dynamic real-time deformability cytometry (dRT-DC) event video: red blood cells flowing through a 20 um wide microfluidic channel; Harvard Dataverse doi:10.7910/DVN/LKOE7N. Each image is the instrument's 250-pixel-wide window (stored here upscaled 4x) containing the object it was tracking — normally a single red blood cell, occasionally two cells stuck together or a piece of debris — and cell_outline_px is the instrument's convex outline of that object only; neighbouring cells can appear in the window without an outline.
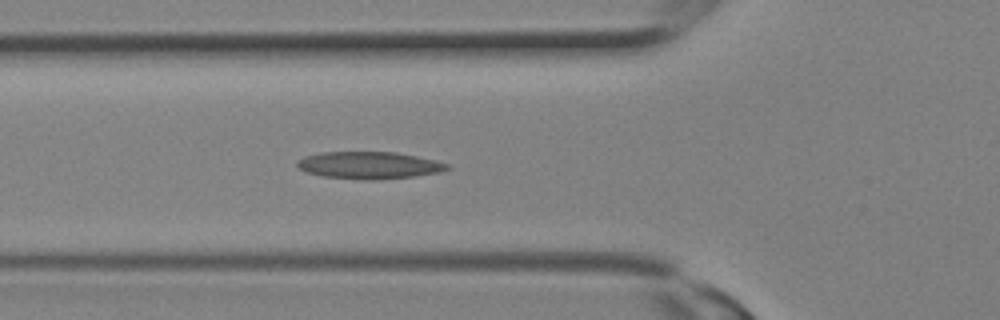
{"species": "Egyptian fruit bat (a non-hibernating species)", "species_latin": "Rousettus aegyptiacus", "temperature_condition": "room temperature", "stored_images_in_passage": 14, "camera_frame_rate_fps": 3000, "um_per_image_px": 0.085, "animal": {"sex": "female"}, "frame": {"image": 1, "passage_image": 7, "time_ms": 2.0, "image_size_px": [1000, 320], "cell_outline_px": [[452, 168], [440, 172], [416, 176], [376, 180], [368, 180], [324, 176], [304, 172], [296, 168], [296, 164], [304, 156], [320, 152], [396, 152], [436, 160], [448, 164]], "centroid_in_image_um": [31.38, 14.05], "position_along_channel_um": 94.4, "area_um2": 23.87}}
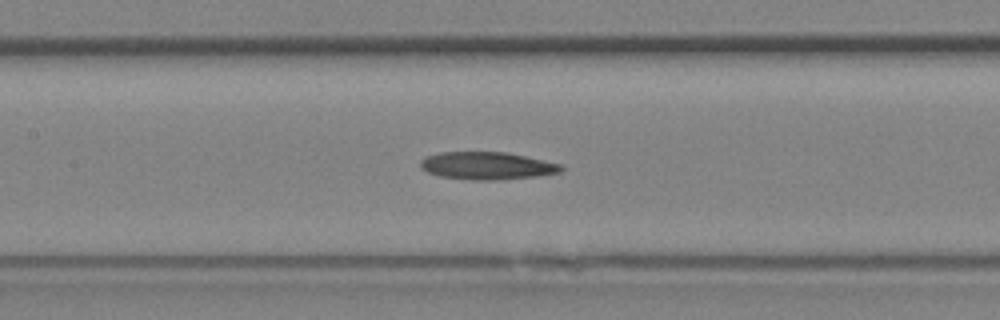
{"frame": {"image": 2, "passage_image": 10, "time_ms": 3.0, "image_size_px": [1000, 320], "cell_outline_px": [[564, 168], [560, 172], [536, 176], [500, 180], [472, 180], [440, 176], [428, 172], [420, 168], [420, 160], [428, 156], [440, 152], [504, 152], [564, 164]], "centroid_in_image_um": [41.41, 14.09], "position_along_channel_um": 166.0, "area_um2": 22.6}}